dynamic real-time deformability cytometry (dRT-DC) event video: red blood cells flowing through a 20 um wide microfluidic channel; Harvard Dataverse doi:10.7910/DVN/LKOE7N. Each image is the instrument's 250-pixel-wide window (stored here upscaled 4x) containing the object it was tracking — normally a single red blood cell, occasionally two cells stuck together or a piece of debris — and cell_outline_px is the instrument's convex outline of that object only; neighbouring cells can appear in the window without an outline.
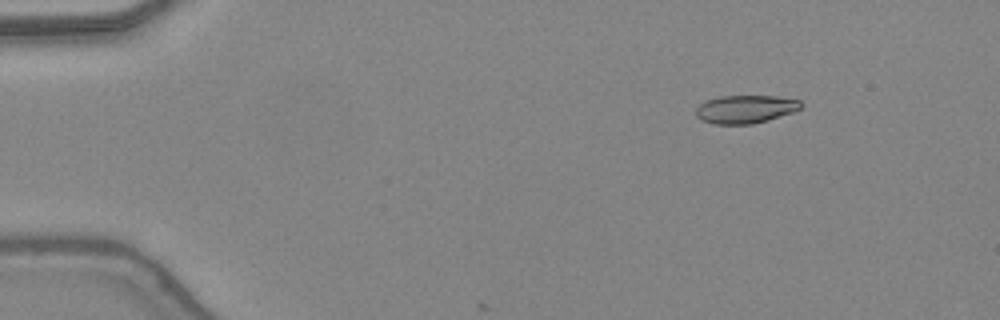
{"species": "common noctule bat (a hibernating species)", "species_latin": "Nyctalus noctula", "temperature_condition": "warm", "stored_images_in_passage": 5, "camera_frame_rate_fps": 3000, "um_per_image_px": 0.085, "animal": {"sex": "female", "body_mass_g": 24.6, "forearm_length_mm": 56.2}, "frame": {"image": 1, "passage_image": 2, "time_ms": 0.333, "image_size_px": [1000, 320], "cell_outline_px": [[804, 104], [800, 108], [792, 112], [768, 120], [752, 124], [712, 124], [700, 120], [696, 116], [696, 108], [700, 104], [708, 100], [720, 96], [776, 96], [800, 100]], "centroid_in_image_um": [63.35, 9.28], "position_along_channel_um": 21.6, "area_um2": 17.22}}